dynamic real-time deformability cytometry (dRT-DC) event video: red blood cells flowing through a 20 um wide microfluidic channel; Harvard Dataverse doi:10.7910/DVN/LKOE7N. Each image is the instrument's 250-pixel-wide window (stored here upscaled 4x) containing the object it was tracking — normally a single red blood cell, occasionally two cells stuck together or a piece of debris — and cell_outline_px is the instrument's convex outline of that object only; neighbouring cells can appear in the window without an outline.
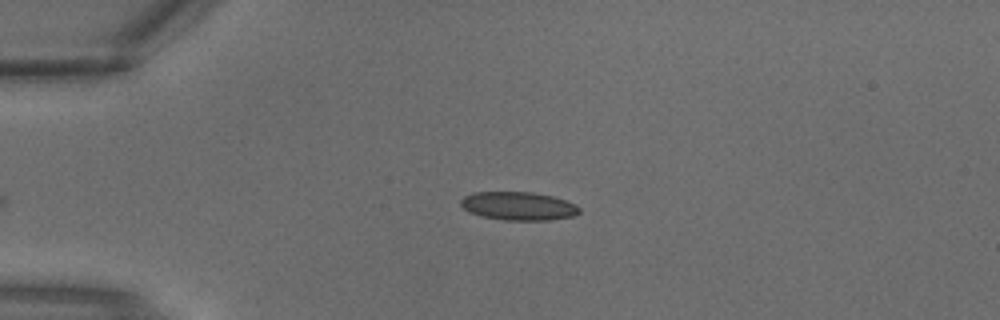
{"species": "common noctule bat (a hibernating species)", "species_latin": "Nyctalus noctula", "temperature_condition": "warm", "stored_images_in_passage": 3, "camera_frame_rate_fps": 3000, "um_per_image_px": 0.085, "animal": {"sex": "male", "body_mass_g": 18.8}, "frame": {"image": 1, "passage_image": 3, "time_ms": 0.667, "image_size_px": [1000, 320], "cell_outline_px": [[580, 212], [576, 216], [548, 220], [504, 220], [480, 216], [468, 212], [460, 204], [460, 200], [464, 196], [472, 192], [532, 192], [552, 196], [576, 204], [580, 208]], "centroid_in_image_um": [44.06, 17.51], "position_along_channel_um": 40.9, "area_um2": 19.77}}